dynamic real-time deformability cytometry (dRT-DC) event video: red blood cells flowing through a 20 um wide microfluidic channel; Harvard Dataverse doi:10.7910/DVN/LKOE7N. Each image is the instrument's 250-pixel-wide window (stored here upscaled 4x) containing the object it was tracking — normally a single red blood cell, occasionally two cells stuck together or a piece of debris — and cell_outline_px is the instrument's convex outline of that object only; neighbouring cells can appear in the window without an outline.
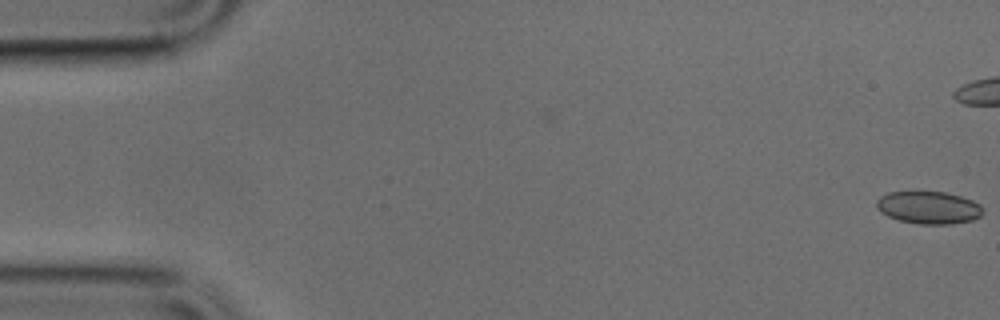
{"species": "common noctule bat (a hibernating species)", "species_latin": "Nyctalus noctula", "temperature_condition": "cold", "stored_images_in_passage": 41, "camera_frame_rate_fps": 3000, "um_per_image_px": 0.085, "animal": {"sex": "male", "body_mass_g": 17.9, "forearm_length_mm": 54.2}, "frame": {"image": 1, "passage_image": 1, "time_ms": 0.0, "image_size_px": [1000, 320], "cell_outline_px": [[984, 212], [980, 216], [972, 220], [952, 224], [920, 224], [900, 220], [888, 216], [880, 212], [876, 208], [876, 200], [880, 196], [888, 192], [944, 192], [960, 196], [972, 200], [980, 204], [984, 208]], "centroid_in_image_um": [78.94, 17.64], "position_along_channel_um": 6.1, "area_um2": 20.23}}
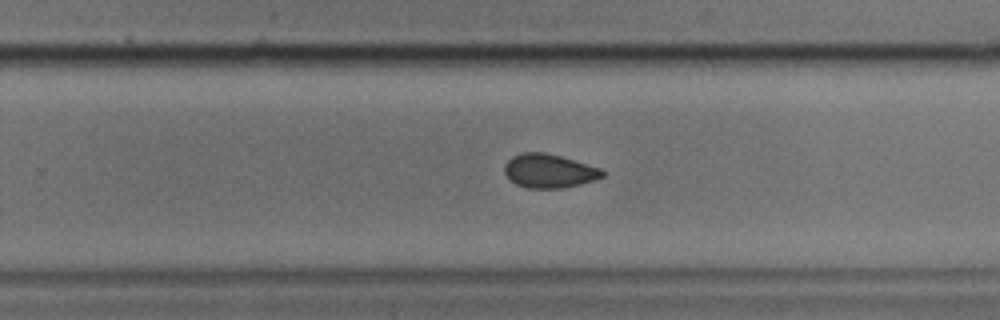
{"frame": {"image": 2, "passage_image": 32, "time_ms": 10.333, "image_size_px": [1000, 320], "cell_outline_px": [[604, 176], [596, 180], [564, 188], [528, 188], [516, 184], [504, 172], [504, 164], [512, 156], [524, 152], [544, 152], [560, 156], [604, 168]], "centroid_in_image_um": [46.72, 14.53], "position_along_channel_um": 283.1, "area_um2": 19.42}}
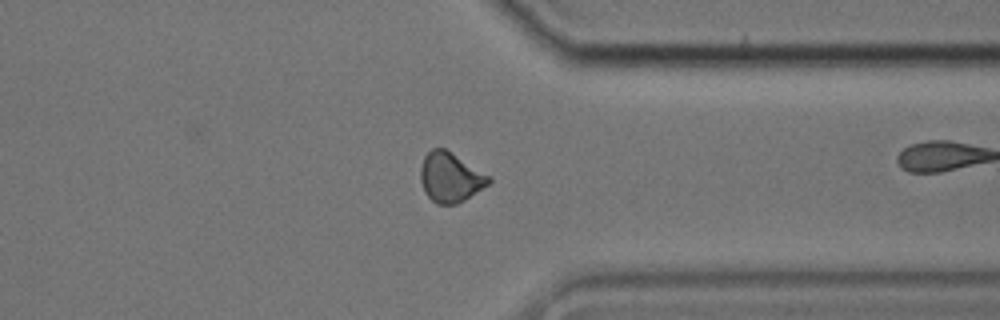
{"frame": {"image": 3, "passage_image": 39, "time_ms": 12.667, "image_size_px": [1000, 320], "cell_outline_px": [[492, 180], [488, 184], [464, 200], [456, 204], [436, 204], [424, 192], [420, 180], [420, 168], [424, 156], [432, 148], [444, 148], [492, 176]], "centroid_in_image_um": [38.27, 15.07], "position_along_channel_um": 373.1, "area_um2": 19.77}}